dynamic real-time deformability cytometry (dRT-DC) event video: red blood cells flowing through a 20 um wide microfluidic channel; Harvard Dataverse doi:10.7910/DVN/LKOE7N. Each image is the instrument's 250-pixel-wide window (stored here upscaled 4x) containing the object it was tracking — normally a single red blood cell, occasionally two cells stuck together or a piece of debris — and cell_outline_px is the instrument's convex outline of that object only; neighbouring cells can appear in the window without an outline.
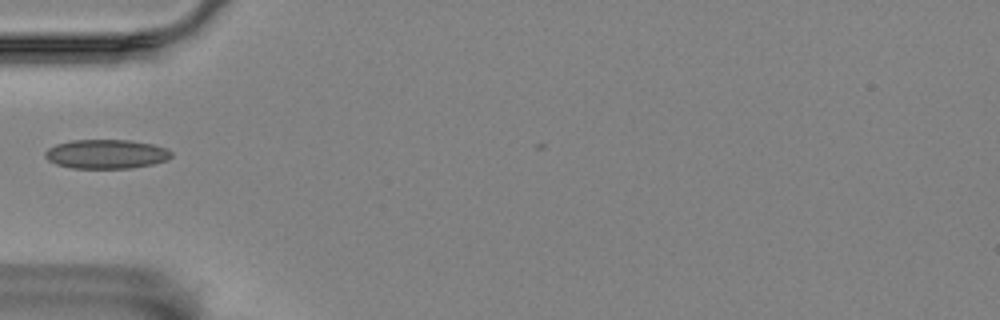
{"species": "Egyptian fruit bat (a non-hibernating species)", "species_latin": "Rousettus aegyptiacus", "temperature_condition": "room temperature", "stored_images_in_passage": 4, "camera_frame_rate_fps": 3000, "um_per_image_px": 0.085, "animal": {"sex": "female"}, "frame": {"image": 1, "passage_image": 4, "time_ms": 1.0, "image_size_px": [1000, 320], "cell_outline_px": [[172, 156], [168, 160], [152, 164], [132, 168], [72, 168], [56, 164], [48, 160], [44, 156], [44, 152], [48, 148], [56, 144], [72, 140], [132, 140], [152, 144], [168, 148], [172, 152]], "centroid_in_image_um": [9.05, 13.09], "position_along_channel_um": 76.0, "area_um2": 21.62}}